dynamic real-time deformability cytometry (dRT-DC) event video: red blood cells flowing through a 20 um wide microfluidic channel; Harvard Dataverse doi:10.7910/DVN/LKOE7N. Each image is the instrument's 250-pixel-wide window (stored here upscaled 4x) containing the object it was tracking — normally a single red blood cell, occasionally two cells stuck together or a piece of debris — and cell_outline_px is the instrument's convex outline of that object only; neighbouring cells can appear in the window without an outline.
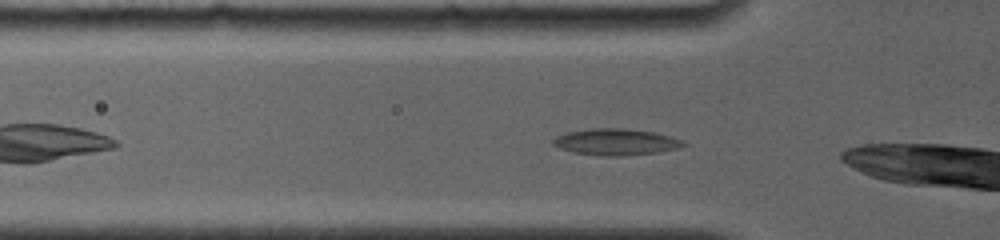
{"species": "common noctule bat (a hibernating species)", "species_latin": "Nyctalus noctula", "temperature_condition": "room temperature", "stored_images_in_passage": 42, "camera_frame_rate_fps": 4000, "um_per_image_px": 0.085, "animal": {"sex": "female", "body_mass_g": 19.0, "forearm_length_mm": 56.7}, "frame": {"image": 1, "passage_image": 3, "time_ms": 0.5, "image_size_px": [1000, 240], "cell_outline_px": [[688, 144], [676, 148], [656, 152], [620, 156], [604, 156], [572, 152], [560, 148], [552, 144], [552, 140], [556, 136], [568, 132], [588, 128], [624, 128], [656, 132], [684, 140]], "centroid_in_image_um": [52.34, 12.05], "position_along_channel_um": 73.5, "area_um2": 20.11}}
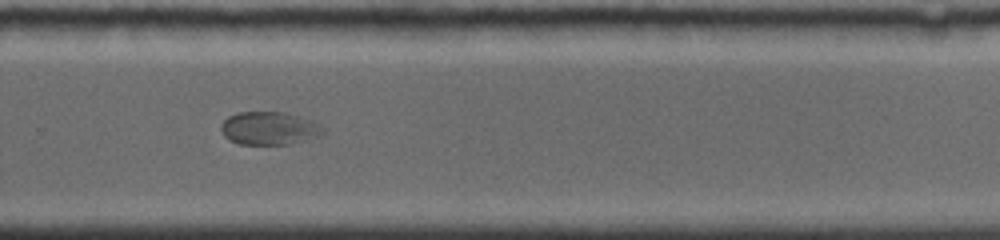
{"frame": {"image": 2, "passage_image": 22, "time_ms": 5.25, "image_size_px": [1000, 240], "cell_outline_px": [[324, 132], [316, 136], [292, 144], [240, 144], [228, 140], [224, 136], [220, 128], [220, 124], [228, 116], [236, 112], [284, 112], [320, 124], [324, 128]], "centroid_in_image_um": [22.82, 10.9], "position_along_channel_um": 307.0, "area_um2": 19.54}}
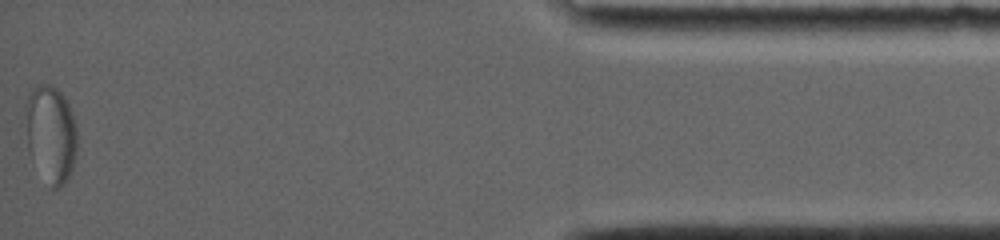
{"frame": {"image": 3, "passage_image": 42, "time_ms": 10.25, "image_size_px": [1000, 240], "cell_outline_px": [[76, 156], [72, 168], [64, 184], [60, 188], [52, 188], [28, 152], [24, 108], [28, 96], [32, 88], [40, 84], [52, 84], [64, 96], [68, 104], [76, 128]], "centroid_in_image_um": [4.3, 11.34], "position_along_channel_um": 430.9, "area_um2": 29.07}}